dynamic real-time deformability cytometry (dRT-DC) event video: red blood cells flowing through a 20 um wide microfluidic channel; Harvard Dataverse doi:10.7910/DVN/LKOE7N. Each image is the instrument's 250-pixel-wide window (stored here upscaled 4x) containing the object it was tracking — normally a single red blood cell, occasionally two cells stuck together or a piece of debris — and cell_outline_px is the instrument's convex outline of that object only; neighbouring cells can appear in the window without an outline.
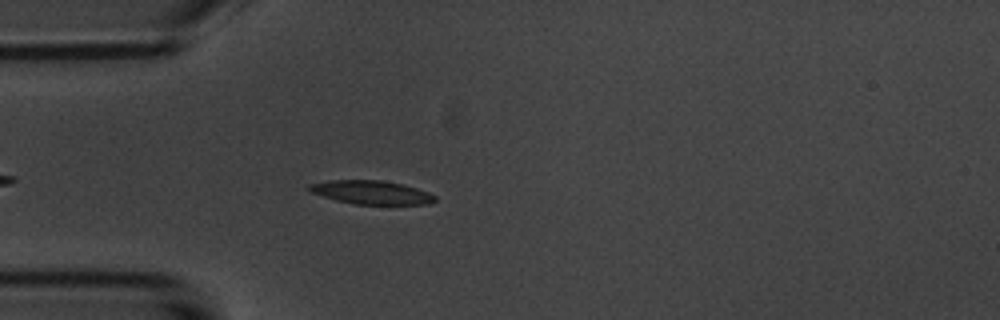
{"species": "common noctule bat (a hibernating species)", "species_latin": "Nyctalus noctula", "temperature_condition": "room temperature", "stored_images_in_passage": 31, "camera_frame_rate_fps": 3000, "um_per_image_px": 0.085, "animal": {"sex": "male", "body_mass_g": 20.1, "forearm_length_mm": 53.5}, "frame": {"image": 1, "passage_image": 7, "time_ms": 2.0, "image_size_px": [1000, 320], "cell_outline_px": [[436, 200], [428, 204], [356, 204], [336, 200], [308, 192], [304, 188], [308, 184], [332, 180], [380, 180], [404, 184], [428, 192], [436, 196]], "centroid_in_image_um": [31.51, 16.34], "position_along_channel_um": 53.5, "area_um2": 17.4}}
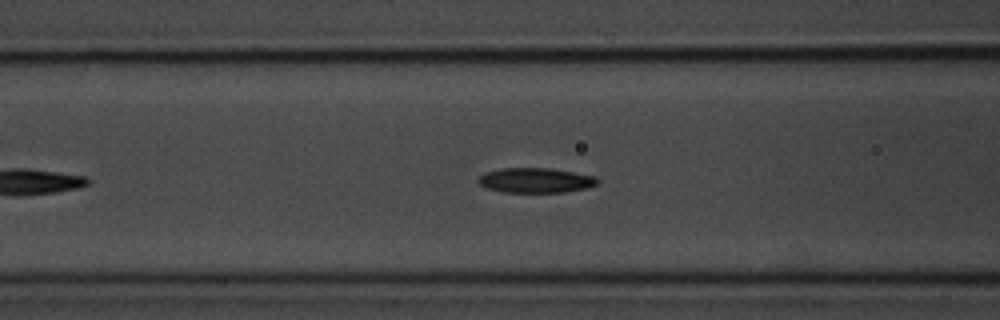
{"frame": {"image": 2, "passage_image": 13, "time_ms": 4.0, "image_size_px": [1000, 320], "cell_outline_px": [[600, 180], [596, 184], [584, 188], [564, 192], [504, 192], [488, 188], [480, 184], [476, 180], [480, 176], [488, 172], [500, 168], [548, 168], [596, 176]], "centroid_in_image_um": [45.53, 15.32], "position_along_channel_um": 121.1, "area_um2": 17.05}}
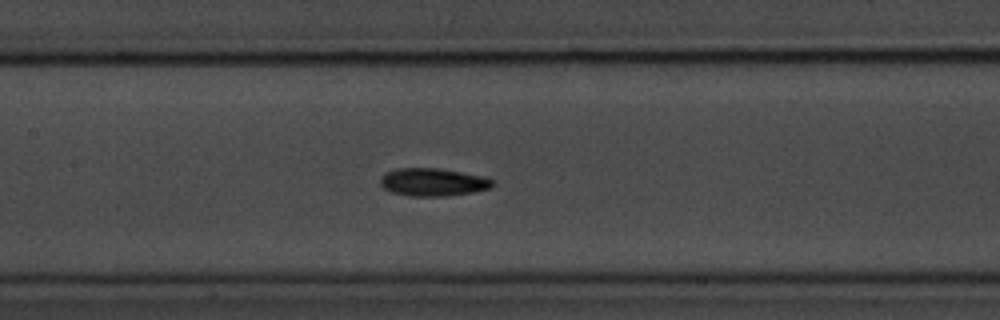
{"frame": {"image": 3, "passage_image": 17, "time_ms": 5.333, "image_size_px": [1000, 320], "cell_outline_px": [[496, 184], [492, 188], [472, 192], [448, 196], [408, 196], [392, 192], [384, 188], [380, 184], [380, 176], [384, 172], [396, 168], [440, 168], [484, 176], [492, 180]], "centroid_in_image_um": [36.8, 15.47], "position_along_channel_um": 170.6, "area_um2": 18.5}}